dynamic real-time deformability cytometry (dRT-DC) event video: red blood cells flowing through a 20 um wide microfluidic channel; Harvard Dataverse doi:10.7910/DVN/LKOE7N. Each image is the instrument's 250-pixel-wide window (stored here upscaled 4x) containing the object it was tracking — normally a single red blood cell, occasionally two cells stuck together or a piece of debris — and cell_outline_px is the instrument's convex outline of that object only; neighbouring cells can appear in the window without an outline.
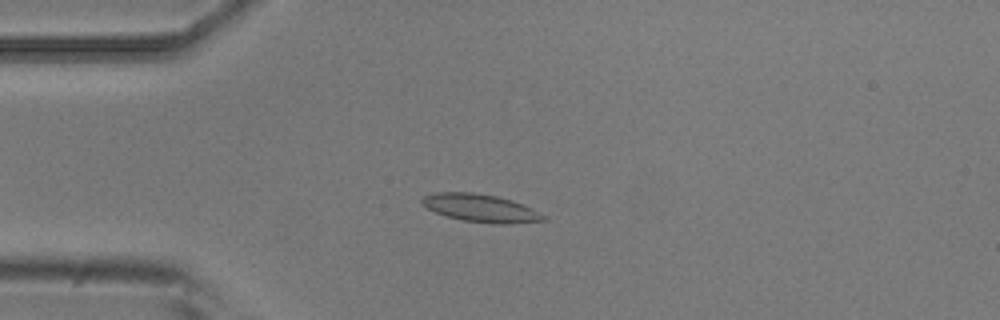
{"species": "common noctule bat (a hibernating species)", "species_latin": "Nyctalus noctula", "temperature_condition": "room temperature", "stored_images_in_passage": 53, "camera_frame_rate_fps": 3000, "um_per_image_px": 0.085, "animal": {"sex": "male", "body_mass_g": 20.5, "forearm_length_mm": 52.5}, "frame": {"image": 1, "passage_image": 13, "time_ms": 4.0, "image_size_px": [1000, 320], "cell_outline_px": [[548, 220], [508, 224], [496, 224], [464, 220], [448, 216], [436, 212], [420, 204], [420, 200], [424, 196], [436, 192], [472, 192], [496, 196], [512, 200], [524, 204], [548, 216]], "centroid_in_image_um": [40.9, 17.68], "position_along_channel_um": 44.1, "area_um2": 19.77}}
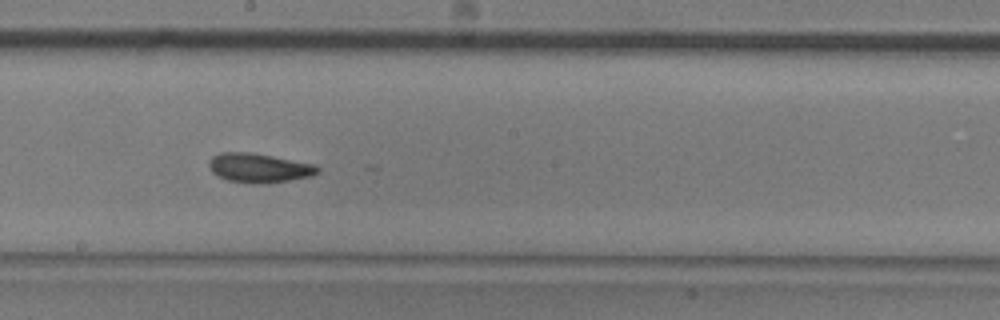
{"frame": {"image": 2, "passage_image": 29, "time_ms": 9.333, "image_size_px": [1000, 320], "cell_outline_px": [[320, 172], [312, 176], [268, 184], [256, 184], [228, 180], [216, 176], [212, 172], [208, 164], [208, 160], [212, 156], [220, 152], [252, 152], [316, 164], [320, 168]], "centroid_in_image_um": [22.03, 14.27], "position_along_channel_um": 226.2, "area_um2": 18.9}}
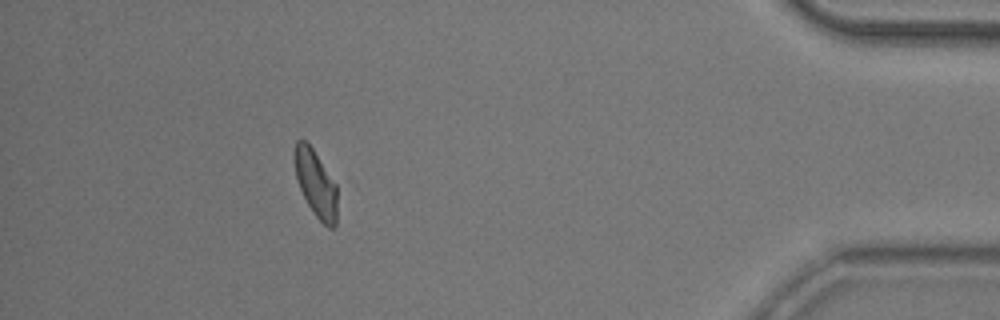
{"frame": {"image": 3, "passage_image": 48, "time_ms": 15.667, "image_size_px": [1000, 320], "cell_outline_px": [[336, 228], [328, 228], [316, 216], [308, 204], [296, 180], [292, 160], [292, 156], [296, 140], [304, 140], [312, 148], [336, 184]], "centroid_in_image_um": [26.8, 15.58], "position_along_channel_um": 408.4, "area_um2": 16.65}, "authors_computed_cell_mechanics": {"area_um2": 18.0336, "velocity_mm_per_s": 3.733, "shape_relaxation_time_tau1_ms": 6.5454, "shape_relaxation_time_tau2_ms": 2.5944, "deformation_change_tau1": 0.1549, "deformation_change_tau2": 0.0805}}